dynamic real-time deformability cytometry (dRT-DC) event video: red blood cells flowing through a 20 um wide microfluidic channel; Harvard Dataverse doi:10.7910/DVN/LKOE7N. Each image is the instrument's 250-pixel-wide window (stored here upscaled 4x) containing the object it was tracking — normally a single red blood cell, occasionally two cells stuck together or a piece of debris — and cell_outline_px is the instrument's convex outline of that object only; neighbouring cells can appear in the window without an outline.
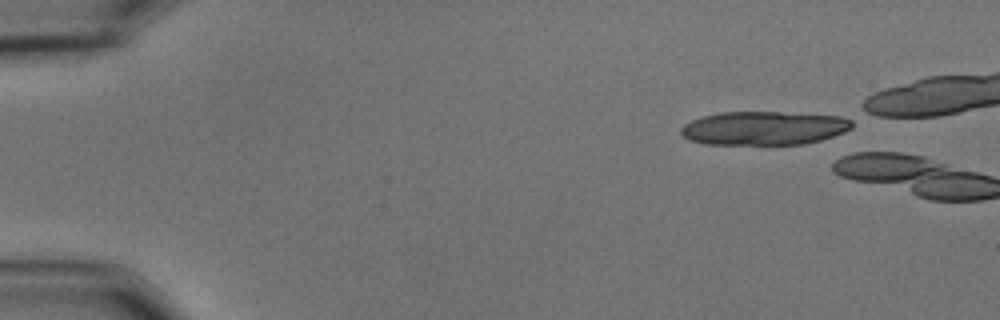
{"species": "common noctule bat (a hibernating species)", "species_latin": "Nyctalus noctula", "temperature_condition": "cold", "stored_images_in_passage": 3, "camera_frame_rate_fps": 3000, "um_per_image_px": 0.085, "animal": {"sex": "male", "body_mass_g": 15.6}, "frame": {"image": 1, "passage_image": 1, "time_ms": 0.0, "image_size_px": [1000, 320], "cell_outline_px": [[852, 128], [844, 132], [820, 140], [804, 144], [704, 144], [688, 140], [680, 132], [680, 128], [684, 124], [692, 120], [704, 116], [720, 112], [780, 112], [840, 116], [852, 120]], "centroid_in_image_um": [64.91, 10.89], "position_along_channel_um": 20.1, "area_um2": 33.52}}